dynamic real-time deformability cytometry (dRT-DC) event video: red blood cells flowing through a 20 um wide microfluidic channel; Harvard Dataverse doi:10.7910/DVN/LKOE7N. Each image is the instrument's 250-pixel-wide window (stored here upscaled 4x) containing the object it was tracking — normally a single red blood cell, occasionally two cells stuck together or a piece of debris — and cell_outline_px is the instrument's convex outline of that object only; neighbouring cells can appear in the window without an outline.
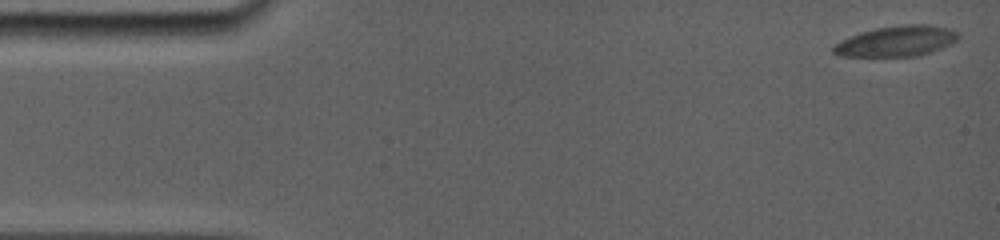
{"species": "common noctule bat (a hibernating species)", "species_latin": "Nyctalus noctula", "temperature_condition": "room temperature", "stored_images_in_passage": 22, "camera_frame_rate_fps": 5000, "um_per_image_px": 0.085, "animal": {"sex": "female", "body_mass_g": 19.0, "forearm_length_mm": 56.7}, "frame": {"image": 1, "passage_image": 1, "time_ms": 0.0, "image_size_px": [1000, 240], "cell_outline_px": [[960, 36], [956, 40], [940, 48], [916, 56], [840, 56], [832, 52], [832, 48], [840, 40], [860, 32], [876, 28], [904, 24], [928, 24], [948, 28], [956, 32]], "centroid_in_image_um": [76.17, 3.49], "position_along_channel_um": 8.8, "area_um2": 21.96}}
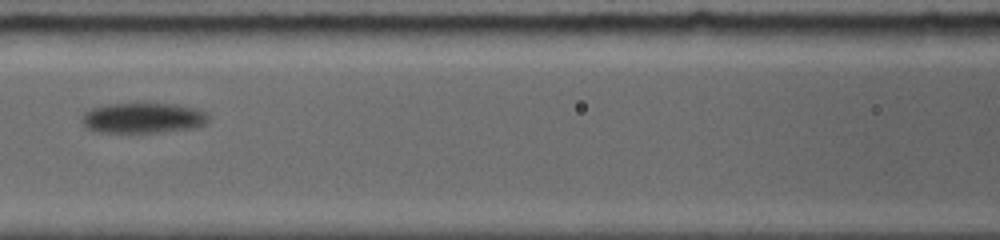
{"frame": {"image": 2, "passage_image": 10, "time_ms": 7.4, "image_size_px": [1000, 240], "cell_outline_px": [[208, 124], [196, 128], [160, 132], [100, 132], [88, 128], [80, 120], [80, 116], [84, 112], [92, 108], [108, 104], [172, 104], [196, 108], [204, 112], [208, 116]], "centroid_in_image_um": [12.17, 10.03], "position_along_channel_um": 154.4, "area_um2": 22.37}}
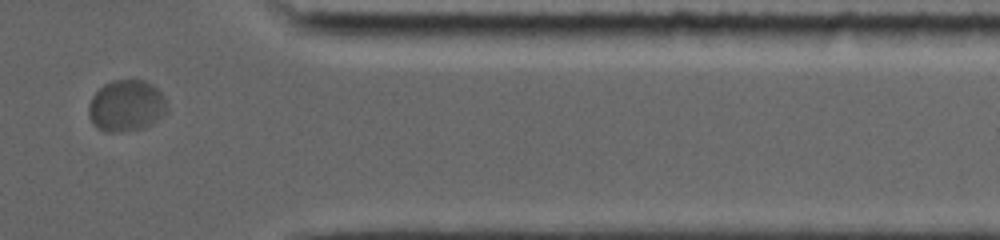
{"frame": {"image": 3, "passage_image": 19, "time_ms": 14.4, "image_size_px": [1000, 240], "cell_outline_px": [[168, 108], [152, 124], [144, 128], [120, 132], [104, 132], [96, 128], [92, 124], [88, 116], [88, 104], [92, 96], [104, 84], [112, 80], [144, 80], [152, 84], [164, 96]], "centroid_in_image_um": [10.7, 9.0], "position_along_channel_um": 400.7, "area_um2": 23.7}, "authors_computed_cell_mechanics": {"area_um2": 22.4553, "velocity_mm_per_s": 3.5971, "shape_relaxation_time_tau1_ms": 3.9468, "shape_relaxation_time_tau2_ms": null, "deformation_change_tau1": 0.1189, "deformation_change_tau2": null}}